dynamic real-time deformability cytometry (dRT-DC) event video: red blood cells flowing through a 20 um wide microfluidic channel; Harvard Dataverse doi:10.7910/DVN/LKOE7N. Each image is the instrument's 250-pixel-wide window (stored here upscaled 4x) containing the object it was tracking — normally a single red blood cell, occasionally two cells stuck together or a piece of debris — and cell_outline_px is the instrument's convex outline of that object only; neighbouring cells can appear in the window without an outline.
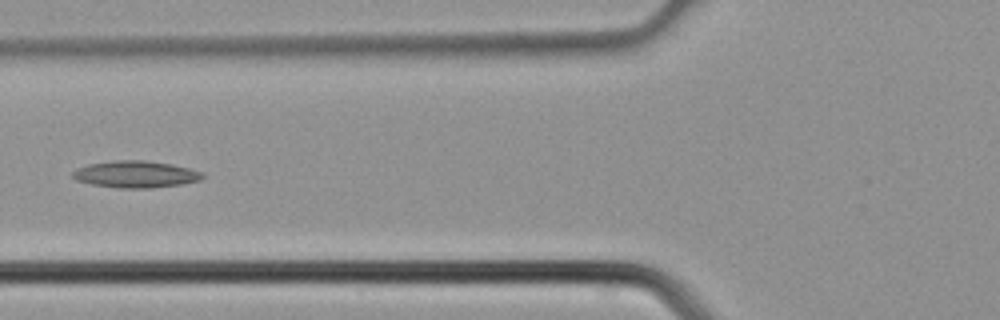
{"species": "common noctule bat (a hibernating species)", "species_latin": "Nyctalus noctula", "temperature_condition": "cold", "stored_images_in_passage": 5, "camera_frame_rate_fps": 3000, "um_per_image_px": 0.085, "animal": {"sex": "male", "body_mass_g": 21.5, "forearm_length_mm": 52.0}, "frame": {"image": 1, "passage_image": 5, "time_ms": 1.333, "image_size_px": [1000, 320], "cell_outline_px": [[204, 176], [200, 180], [184, 184], [152, 188], [120, 188], [92, 184], [76, 180], [72, 176], [72, 172], [76, 168], [88, 164], [116, 160], [144, 160], [172, 164], [204, 172]], "centroid_in_image_um": [11.54, 14.81], "position_along_channel_um": 114.3, "area_um2": 20.4}}